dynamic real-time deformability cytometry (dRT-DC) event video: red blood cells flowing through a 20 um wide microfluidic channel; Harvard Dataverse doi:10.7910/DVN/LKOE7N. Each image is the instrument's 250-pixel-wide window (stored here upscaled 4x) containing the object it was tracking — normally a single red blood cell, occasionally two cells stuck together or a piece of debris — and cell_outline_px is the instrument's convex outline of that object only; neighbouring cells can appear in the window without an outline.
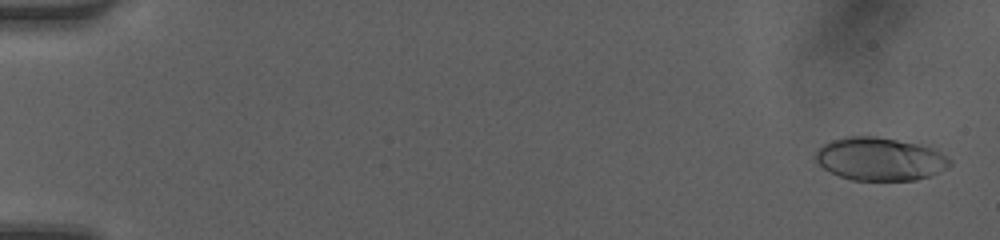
{"species": "human", "species_latin": "Homo sapiens", "temperature_condition": "room temperature", "stored_images_in_passage": 50, "camera_frame_rate_fps": 3000, "um_per_image_px": 0.085, "donor": {"sex": "female"}, "frame": {"image": 1, "passage_image": 2, "time_ms": 0.333, "image_size_px": [1000, 240], "cell_outline_px": [[952, 164], [948, 168], [928, 176], [916, 180], [852, 180], [828, 172], [812, 160], [812, 156], [824, 144], [832, 140], [844, 136], [876, 136], [920, 144], [932, 148], [940, 152], [952, 160]], "centroid_in_image_um": [74.76, 13.51], "position_along_channel_um": 10.2, "area_um2": 34.04}}
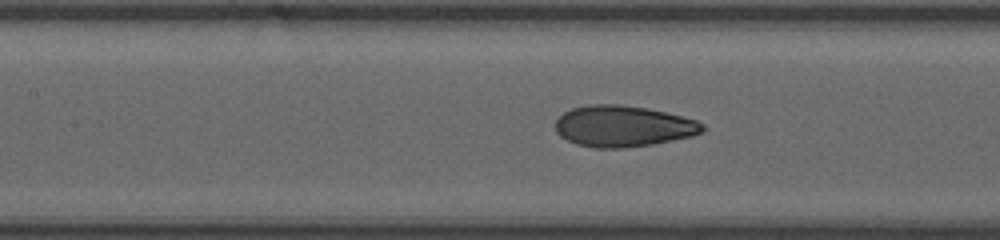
{"frame": {"image": 2, "passage_image": 24, "time_ms": 7.667, "image_size_px": [1000, 240], "cell_outline_px": [[704, 128], [700, 132], [692, 136], [652, 144], [620, 148], [596, 148], [576, 144], [560, 136], [556, 132], [556, 120], [564, 112], [572, 108], [592, 104], [620, 104], [644, 108], [664, 112], [696, 120], [704, 124]], "centroid_in_image_um": [52.93, 10.73], "position_along_channel_um": 154.5, "area_um2": 34.97}}
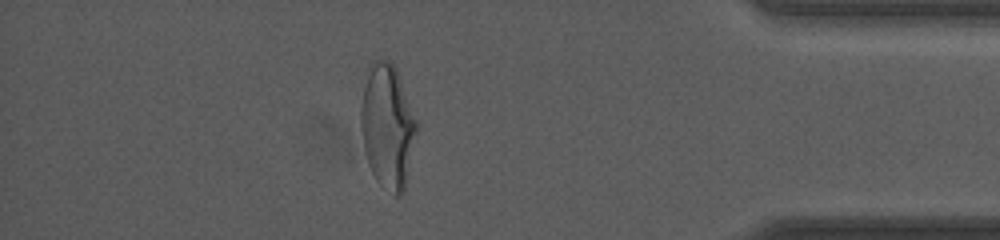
{"frame": {"image": 3, "passage_image": 44, "time_ms": 14.333, "image_size_px": [1000, 240], "cell_outline_px": [[416, 132], [404, 188], [400, 196], [396, 196], [380, 184], [376, 180], [368, 164], [364, 152], [360, 128], [360, 112], [368, 64], [372, 60], [380, 56], [388, 60], [396, 68], [416, 120]], "centroid_in_image_um": [32.89, 10.67], "position_along_channel_um": 402.3, "area_um2": 40.0}, "authors_computed_cell_mechanics": {"area_um2": 34.7378, "velocity_mm_per_s": 4.2225, "shape_relaxation_time_tau1_ms": 4.3167, "shape_relaxation_time_tau2_ms": 1.0486, "deformation_change_tau1": 0.183, "deformation_change_tau2": 0.0656}}